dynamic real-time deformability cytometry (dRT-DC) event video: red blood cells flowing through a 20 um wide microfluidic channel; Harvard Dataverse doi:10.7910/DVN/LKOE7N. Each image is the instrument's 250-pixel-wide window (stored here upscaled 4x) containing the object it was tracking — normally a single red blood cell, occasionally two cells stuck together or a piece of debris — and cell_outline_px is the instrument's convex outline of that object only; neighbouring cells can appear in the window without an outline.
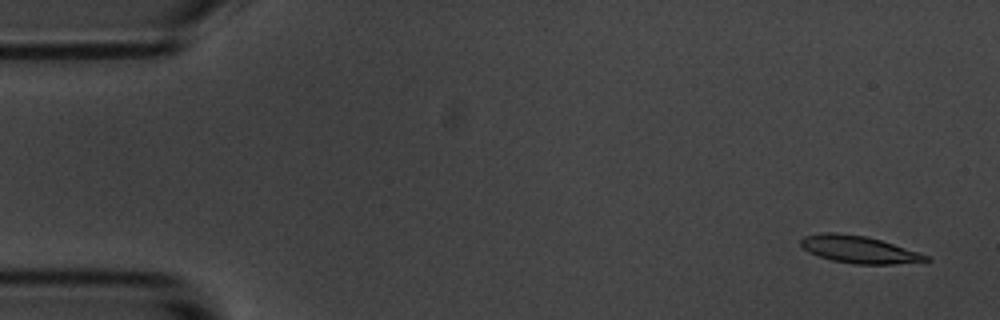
{"species": "common noctule bat (a hibernating species)", "species_latin": "Nyctalus noctula", "temperature_condition": "room temperature", "stored_images_in_passage": 4, "camera_frame_rate_fps": 3000, "um_per_image_px": 0.085, "animal": {"sex": "male", "body_mass_g": 20.1, "forearm_length_mm": 53.5}, "frame": {"image": 1, "passage_image": 1, "time_ms": 0.0, "image_size_px": [1000, 320], "cell_outline_px": [[932, 260], [892, 264], [852, 264], [832, 260], [808, 252], [800, 244], [800, 240], [804, 236], [824, 232], [836, 232], [864, 236], [880, 240], [928, 256]], "centroid_in_image_um": [72.94, 21.2], "position_along_channel_um": 12.1, "area_um2": 19.48}}